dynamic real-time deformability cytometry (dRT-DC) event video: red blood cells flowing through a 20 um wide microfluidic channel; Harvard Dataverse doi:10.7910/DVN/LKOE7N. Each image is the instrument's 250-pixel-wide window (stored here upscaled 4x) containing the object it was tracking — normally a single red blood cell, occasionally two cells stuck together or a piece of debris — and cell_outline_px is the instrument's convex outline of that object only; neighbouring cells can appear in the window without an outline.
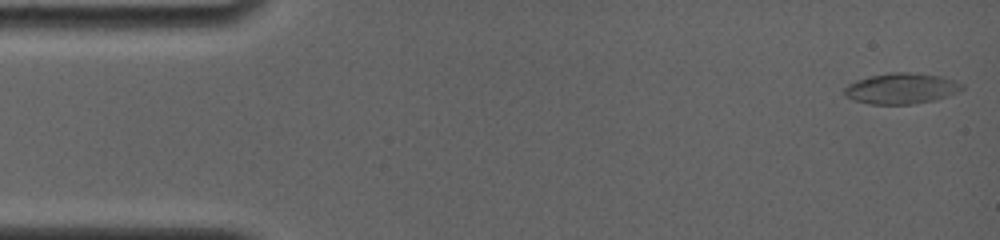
{"species": "common noctule bat (a hibernating species)", "species_latin": "Nyctalus noctula", "temperature_condition": "room temperature", "stored_images_in_passage": 44, "camera_frame_rate_fps": 4000, "um_per_image_px": 0.085, "animal": {"sex": "female", "body_mass_g": 19.0, "forearm_length_mm": 56.7}, "frame": {"image": 1, "passage_image": 2, "time_ms": 0.25, "image_size_px": [1000, 240], "cell_outline_px": [[964, 88], [944, 96], [932, 100], [912, 104], [872, 104], [852, 100], [844, 96], [844, 88], [848, 84], [856, 80], [872, 76], [896, 72], [904, 72], [940, 76], [964, 84]], "centroid_in_image_um": [76.55, 7.53], "position_along_channel_um": 8.5, "area_um2": 20.63}}
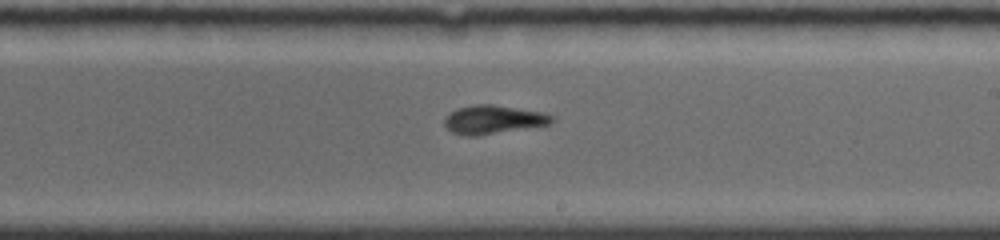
{"frame": {"image": 2, "passage_image": 29, "time_ms": 9.5, "image_size_px": [1000, 240], "cell_outline_px": [[552, 120], [548, 124], [476, 136], [468, 136], [452, 132], [444, 124], [444, 120], [452, 112], [460, 108], [472, 104], [492, 104], [544, 112], [552, 116]], "centroid_in_image_um": [41.91, 10.15], "position_along_channel_um": 247.1, "area_um2": 17.46}}
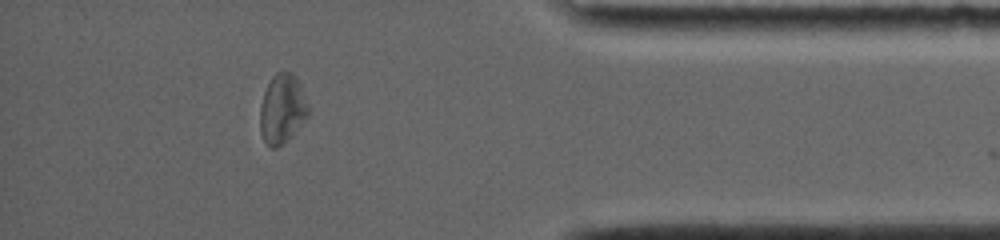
{"frame": {"image": 3, "passage_image": 43, "time_ms": 14.25, "image_size_px": [1000, 240], "cell_outline_px": [[308, 116], [276, 148], [268, 148], [260, 132], [260, 108], [264, 92], [272, 76], [276, 72], [292, 72], [300, 84], [308, 108]], "centroid_in_image_um": [23.95, 9.23], "position_along_channel_um": 411.3, "area_um2": 18.9}}